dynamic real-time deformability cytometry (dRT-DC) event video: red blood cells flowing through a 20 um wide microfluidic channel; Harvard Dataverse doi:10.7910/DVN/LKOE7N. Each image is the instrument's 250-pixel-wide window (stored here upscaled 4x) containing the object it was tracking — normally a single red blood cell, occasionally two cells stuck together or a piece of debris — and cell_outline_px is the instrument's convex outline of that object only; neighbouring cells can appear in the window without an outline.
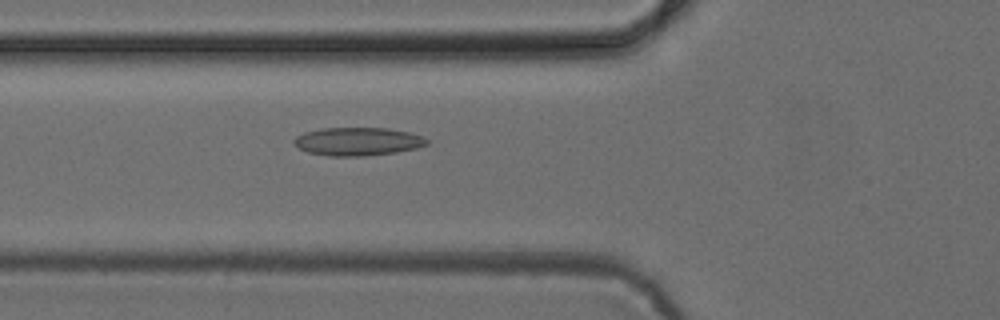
{"species": "common noctule bat (a hibernating species)", "species_latin": "Nyctalus noctula", "temperature_condition": "cold", "stored_images_in_passage": 19, "camera_frame_rate_fps": 3000, "um_per_image_px": 0.085, "animal": {"sex": "female", "body_mass_g": 24.6, "forearm_length_mm": 56.2}, "frame": {"image": 1, "passage_image": 4, "time_ms": 1.0, "image_size_px": [1000, 320], "cell_outline_px": [[428, 144], [416, 148], [396, 152], [364, 156], [328, 156], [308, 152], [300, 148], [292, 140], [296, 136], [304, 132], [324, 128], [388, 128], [408, 132], [424, 136], [428, 140]], "centroid_in_image_um": [30.42, 12.02], "position_along_channel_um": 95.4, "area_um2": 21.79}}
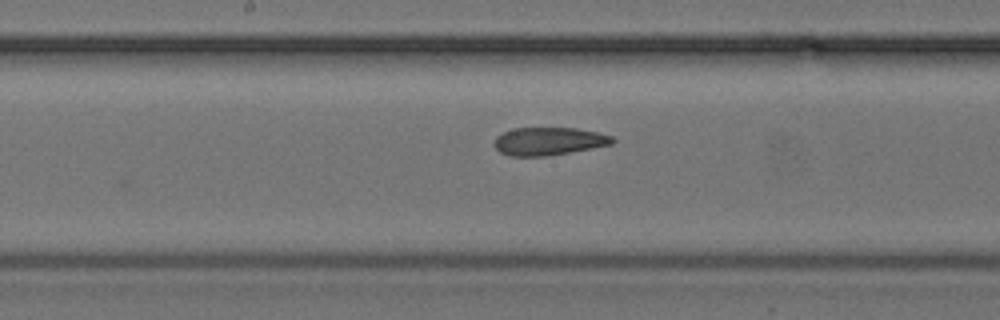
{"frame": {"image": 2, "passage_image": 12, "time_ms": 3.667, "image_size_px": [1000, 320], "cell_outline_px": [[616, 140], [612, 144], [592, 148], [548, 156], [508, 156], [500, 152], [496, 148], [496, 136], [504, 132], [516, 128], [576, 128], [596, 132], [612, 136]], "centroid_in_image_um": [46.66, 12.01], "position_along_channel_um": 201.5, "area_um2": 19.07}}
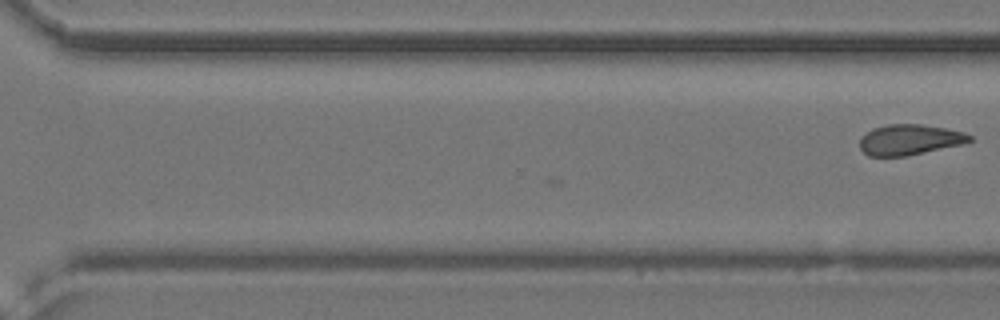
{"frame": {"image": 3, "passage_image": 19, "time_ms": 6.0, "image_size_px": [1000, 320], "cell_outline_px": [[972, 140], [964, 144], [908, 156], [868, 156], [860, 148], [860, 136], [872, 128], [888, 124], [920, 124], [944, 128], [964, 132], [972, 136]], "centroid_in_image_um": [77.31, 11.88], "position_along_channel_um": 293.3, "area_um2": 19.71}}